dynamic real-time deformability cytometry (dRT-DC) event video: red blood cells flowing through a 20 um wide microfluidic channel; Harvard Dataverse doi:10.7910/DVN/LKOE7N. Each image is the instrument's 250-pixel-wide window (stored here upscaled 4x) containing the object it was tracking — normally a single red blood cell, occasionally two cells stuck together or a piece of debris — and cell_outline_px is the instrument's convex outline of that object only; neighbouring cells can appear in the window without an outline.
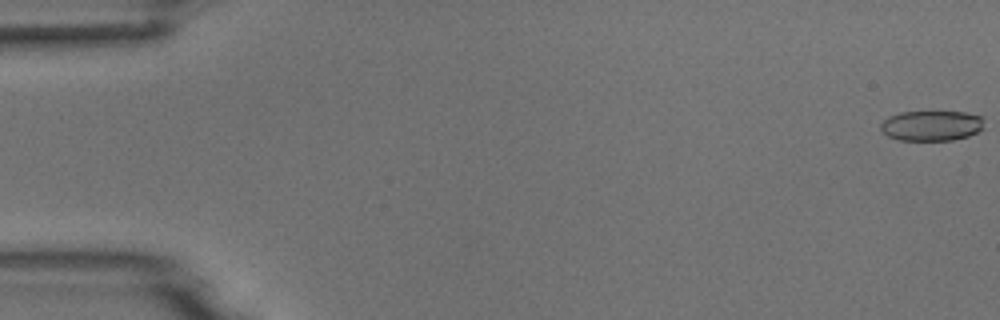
{"species": "common noctule bat (a hibernating species)", "species_latin": "Nyctalus noctula", "temperature_condition": "room temperature", "stored_images_in_passage": 7, "camera_frame_rate_fps": 3000, "um_per_image_px": 0.085, "animal": {"sex": "male", "body_mass_g": 18.8}, "frame": {"image": 1, "passage_image": 1, "time_ms": 0.0, "image_size_px": [1000, 320], "cell_outline_px": [[984, 128], [968, 136], [952, 140], [900, 140], [888, 136], [880, 128], [880, 124], [888, 116], [900, 112], [964, 112], [984, 116]], "centroid_in_image_um": [79.2, 10.67], "position_along_channel_um": 5.8, "area_um2": 18.32}}
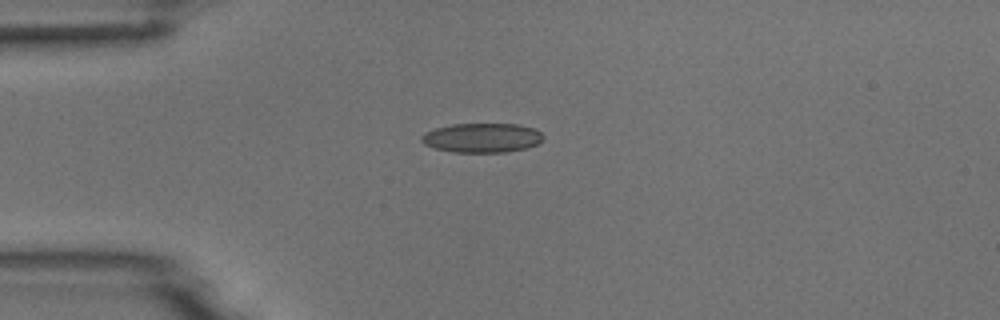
{"frame": {"image": 2, "passage_image": 5, "time_ms": 1.333, "image_size_px": [1000, 320], "cell_outline_px": [[544, 140], [528, 148], [504, 152], [452, 152], [436, 148], [424, 144], [420, 140], [420, 136], [424, 132], [436, 128], [452, 124], [516, 124], [536, 128], [544, 136]], "centroid_in_image_um": [40.98, 11.71], "position_along_channel_um": 44.0, "area_um2": 20.98}}
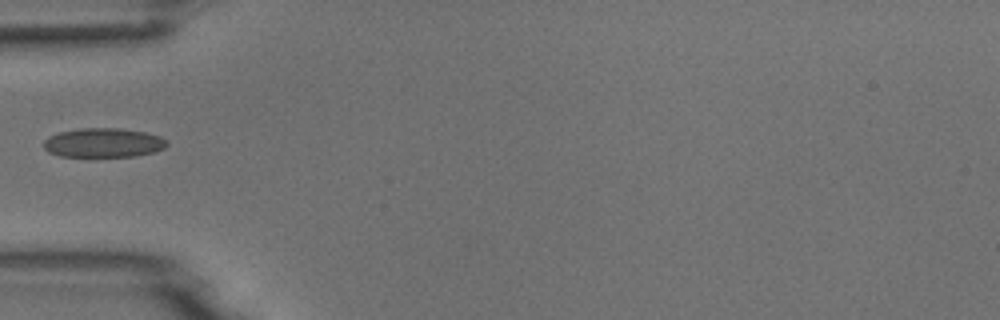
{"frame": {"image": 3, "passage_image": 6, "time_ms": 1.667, "image_size_px": [1000, 320], "cell_outline_px": [[168, 144], [164, 148], [156, 152], [136, 156], [60, 156], [48, 152], [44, 148], [44, 140], [48, 136], [60, 132], [80, 128], [120, 128], [144, 132], [160, 136]], "centroid_in_image_um": [8.78, 12.13], "position_along_channel_um": 76.2, "area_um2": 20.98}}